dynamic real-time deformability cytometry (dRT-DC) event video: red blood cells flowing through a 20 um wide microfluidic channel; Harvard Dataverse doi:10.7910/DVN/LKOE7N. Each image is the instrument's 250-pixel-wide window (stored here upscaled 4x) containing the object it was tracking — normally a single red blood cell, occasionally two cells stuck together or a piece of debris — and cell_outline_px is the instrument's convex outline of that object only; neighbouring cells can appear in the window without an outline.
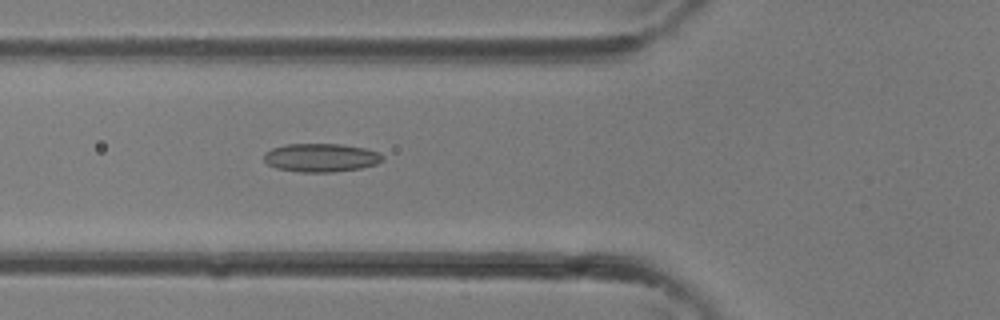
{"species": "common noctule bat (a hibernating species)", "species_latin": "Nyctalus noctula", "temperature_condition": "room temperature", "stored_images_in_passage": 37, "camera_frame_rate_fps": 3000, "um_per_image_px": 0.085, "animal": {"sex": "female"}, "frame": {"image": 1, "passage_image": 14, "time_ms": 4.333, "image_size_px": [1000, 320], "cell_outline_px": [[384, 160], [376, 164], [360, 168], [332, 172], [300, 172], [276, 168], [268, 164], [264, 160], [264, 152], [272, 148], [284, 144], [340, 144], [364, 148], [380, 152], [384, 156]], "centroid_in_image_um": [27.28, 13.4], "position_along_channel_um": 98.5, "area_um2": 19.77}}
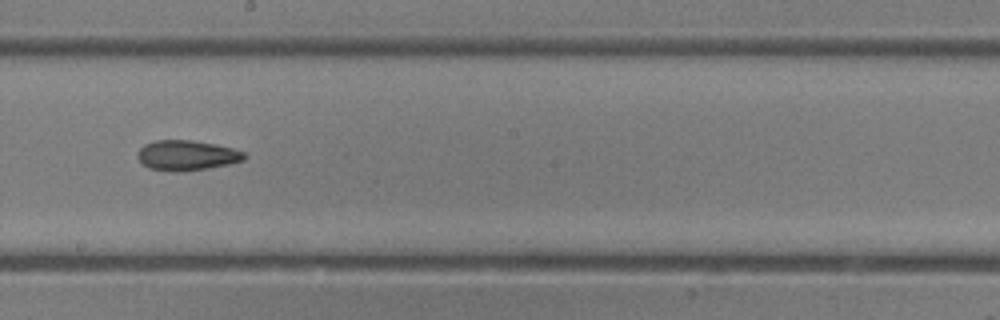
{"frame": {"image": 2, "passage_image": 21, "time_ms": 6.667, "image_size_px": [1000, 320], "cell_outline_px": [[244, 160], [228, 164], [208, 168], [148, 168], [136, 156], [136, 152], [144, 144], [156, 140], [192, 140], [216, 144], [232, 148], [244, 152]], "centroid_in_image_um": [15.88, 13.14], "position_along_channel_um": 232.3, "area_um2": 17.8}}
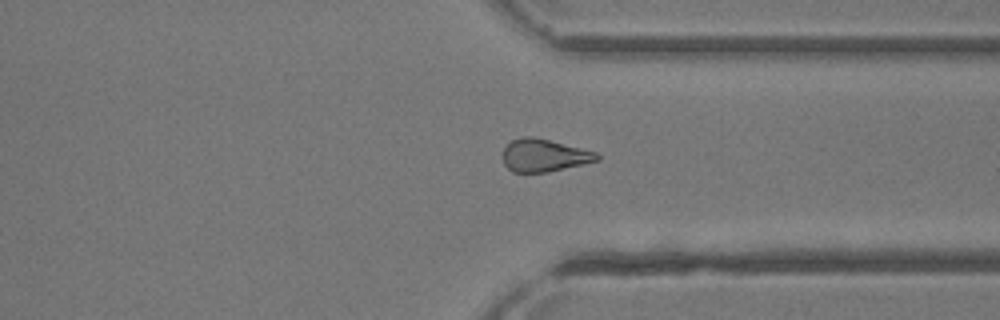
{"frame": {"image": 3, "passage_image": 28, "time_ms": 9.0, "image_size_px": [1000, 320], "cell_outline_px": [[600, 160], [548, 172], [512, 172], [504, 164], [504, 148], [512, 140], [524, 136], [536, 136], [596, 152], [600, 156]], "centroid_in_image_um": [46.26, 13.2], "position_along_channel_um": 365.1, "area_um2": 17.86}}